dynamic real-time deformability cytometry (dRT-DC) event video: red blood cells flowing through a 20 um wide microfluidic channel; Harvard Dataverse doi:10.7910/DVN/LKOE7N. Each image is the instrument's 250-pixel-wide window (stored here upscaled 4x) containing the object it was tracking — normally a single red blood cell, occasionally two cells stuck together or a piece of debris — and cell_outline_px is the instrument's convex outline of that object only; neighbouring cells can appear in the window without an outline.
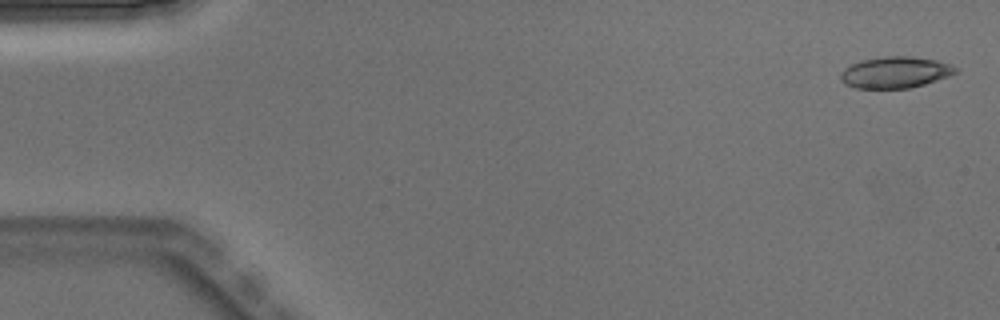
{"species": "Egyptian fruit bat (a non-hibernating species)", "species_latin": "Rousettus aegyptiacus", "temperature_condition": "warm", "stored_images_in_passage": 5, "camera_frame_rate_fps": 3000, "um_per_image_px": 0.085, "animal": {"sex": "male"}, "frame": {"image": 1, "passage_image": 1, "time_ms": 0.0, "image_size_px": [1000, 320], "cell_outline_px": [[960, 68], [956, 72], [948, 76], [924, 84], [908, 88], [856, 88], [844, 84], [840, 80], [840, 72], [844, 68], [860, 60], [884, 56], [912, 56], [936, 60], [952, 64]], "centroid_in_image_um": [76.08, 6.14], "position_along_channel_um": 8.9, "area_um2": 21.15}}
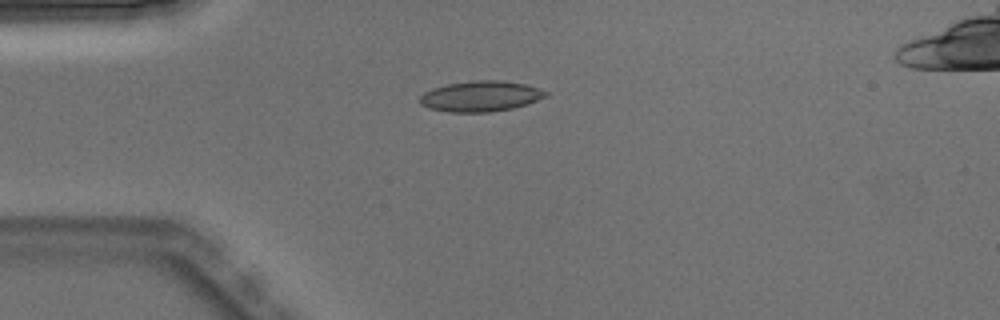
{"frame": {"image": 2, "passage_image": 4, "time_ms": 1.0, "image_size_px": [1000, 320], "cell_outline_px": [[548, 96], [512, 108], [488, 112], [448, 112], [428, 108], [420, 104], [420, 96], [424, 92], [432, 88], [448, 84], [476, 80], [500, 80], [524, 84], [540, 88], [548, 92]], "centroid_in_image_um": [40.83, 8.18], "position_along_channel_um": 44.2, "area_um2": 22.31}}